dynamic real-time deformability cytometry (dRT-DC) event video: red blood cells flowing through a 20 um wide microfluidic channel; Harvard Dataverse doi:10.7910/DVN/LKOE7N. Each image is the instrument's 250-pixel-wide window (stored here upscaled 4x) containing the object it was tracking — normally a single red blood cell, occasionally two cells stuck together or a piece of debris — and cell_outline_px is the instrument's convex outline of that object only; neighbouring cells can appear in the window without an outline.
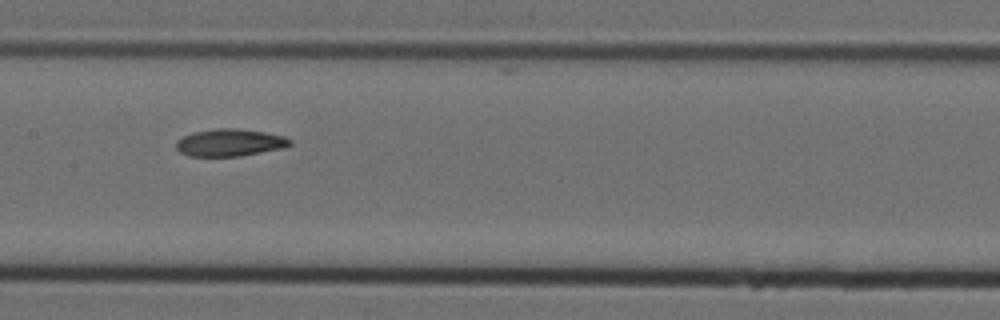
{"species": "Egyptian fruit bat (a non-hibernating species)", "species_latin": "Rousettus aegyptiacus", "temperature_condition": "cold", "stored_images_in_passage": 14, "camera_frame_rate_fps": 3000, "um_per_image_px": 0.085, "animal": {"sex": "female"}, "frame": {"image": 1, "passage_image": 8, "time_ms": 2.333, "image_size_px": [1000, 320], "cell_outline_px": [[292, 144], [284, 148], [240, 156], [188, 156], [180, 152], [176, 148], [176, 140], [192, 132], [216, 128], [236, 128], [264, 132], [284, 136], [292, 140]], "centroid_in_image_um": [19.53, 12.12], "position_along_channel_um": 187.9, "area_um2": 18.21}}
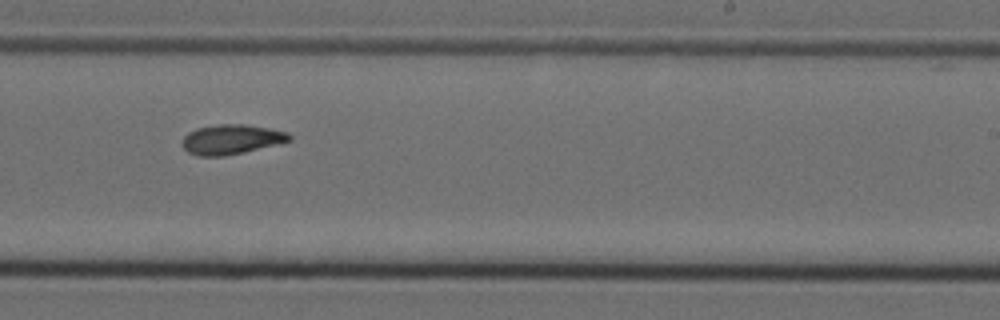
{"frame": {"image": 2, "passage_image": 10, "time_ms": 3.0, "image_size_px": [1000, 320], "cell_outline_px": [[292, 140], [244, 152], [224, 156], [196, 156], [188, 152], [180, 144], [184, 136], [188, 132], [196, 128], [216, 124], [248, 124], [288, 132], [292, 136]], "centroid_in_image_um": [19.63, 11.84], "position_along_channel_um": 269.4, "area_um2": 18.73}}
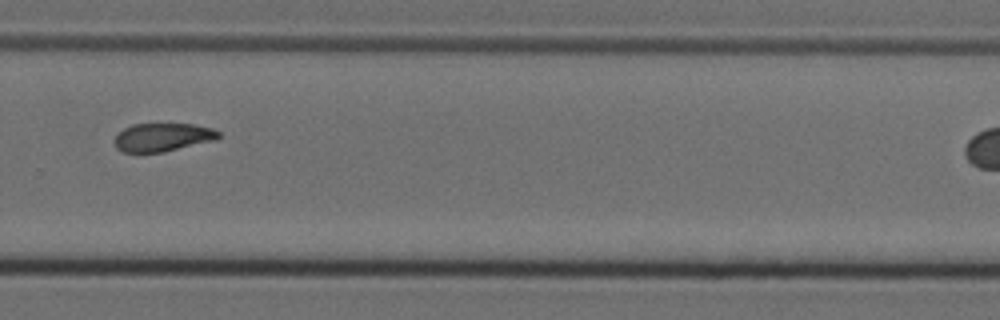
{"frame": {"image": 3, "passage_image": 11, "time_ms": 3.333, "image_size_px": [1000, 320], "cell_outline_px": [[220, 136], [216, 140], [164, 152], [124, 152], [116, 148], [112, 140], [124, 128], [132, 124], [192, 124], [212, 128], [220, 132]], "centroid_in_image_um": [13.82, 11.67], "position_along_channel_um": 316.0, "area_um2": 17.22}}